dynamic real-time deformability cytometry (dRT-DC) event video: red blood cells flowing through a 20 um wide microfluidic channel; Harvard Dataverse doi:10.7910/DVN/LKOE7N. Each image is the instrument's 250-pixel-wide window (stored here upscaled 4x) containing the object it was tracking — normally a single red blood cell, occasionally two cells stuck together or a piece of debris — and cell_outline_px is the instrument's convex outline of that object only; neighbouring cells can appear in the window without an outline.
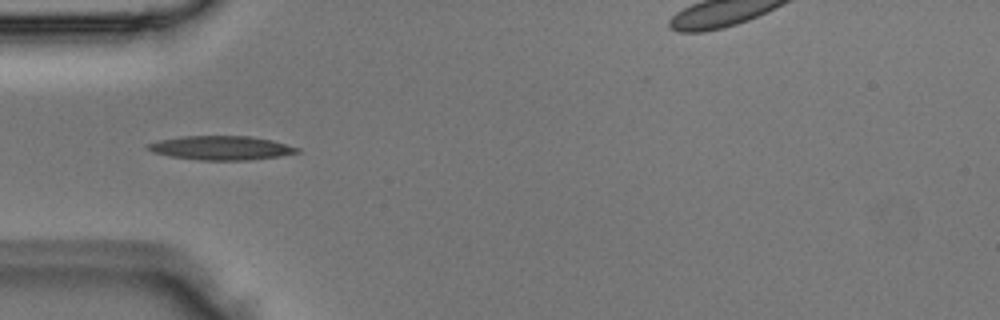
{"species": "Egyptian fruit bat (a non-hibernating species)", "species_latin": "Rousettus aegyptiacus", "temperature_condition": "room temperature", "stored_images_in_passage": 2, "camera_frame_rate_fps": 3000, "um_per_image_px": 0.085, "animal": {"sex": "male"}, "frame": {"image": 1, "passage_image": 1, "time_ms": 0.0, "image_size_px": [1000, 320], "cell_outline_px": [[300, 152], [280, 156], [248, 160], [200, 160], [172, 156], [152, 152], [144, 148], [148, 144], [160, 140], [180, 136], [252, 136], [272, 140], [300, 148]], "centroid_in_image_um": [18.81, 12.57], "position_along_channel_um": 66.2, "area_um2": 20.87}}
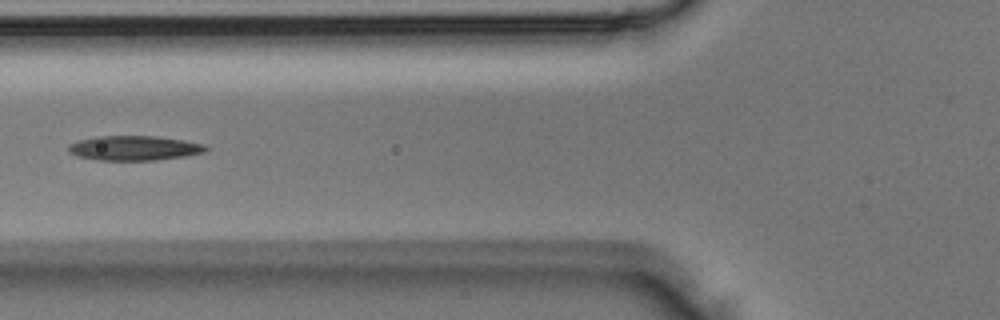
{"frame": {"image": 2, "passage_image": 2, "time_ms": 0.333, "image_size_px": [1000, 320], "cell_outline_px": [[208, 148], [204, 152], [184, 156], [156, 160], [96, 160], [80, 156], [68, 152], [68, 144], [80, 140], [96, 136], [156, 136], [184, 140], [208, 144]], "centroid_in_image_um": [11.43, 12.58], "position_along_channel_um": 114.4, "area_um2": 19.77}}